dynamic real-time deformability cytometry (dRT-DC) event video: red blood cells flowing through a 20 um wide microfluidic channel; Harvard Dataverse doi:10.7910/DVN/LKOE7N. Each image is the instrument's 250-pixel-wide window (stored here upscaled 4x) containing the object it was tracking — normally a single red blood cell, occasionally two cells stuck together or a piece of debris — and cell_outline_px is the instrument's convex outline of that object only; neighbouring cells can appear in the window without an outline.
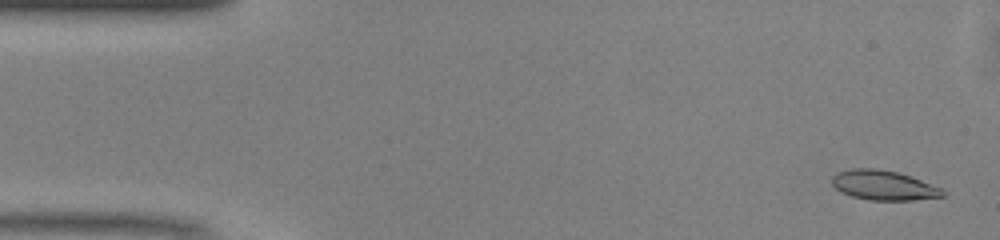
{"species": "common noctule bat (a hibernating species)", "species_latin": "Nyctalus noctula", "temperature_condition": "warm", "stored_images_in_passage": 49, "camera_frame_rate_fps": 3000, "um_per_image_px": 0.085, "animal": {"sex": "male", "body_mass_g": 13.0, "forearm_length_mm": 53.1}, "frame": {"image": 1, "passage_image": 2, "time_ms": 0.333, "image_size_px": [1000, 240], "cell_outline_px": [[944, 196], [912, 200], [868, 200], [852, 196], [840, 192], [832, 184], [832, 176], [840, 172], [852, 168], [876, 168], [896, 172], [920, 180], [940, 188], [944, 192]], "centroid_in_image_um": [75.06, 15.75], "position_along_channel_um": 9.9, "area_um2": 18.84}}
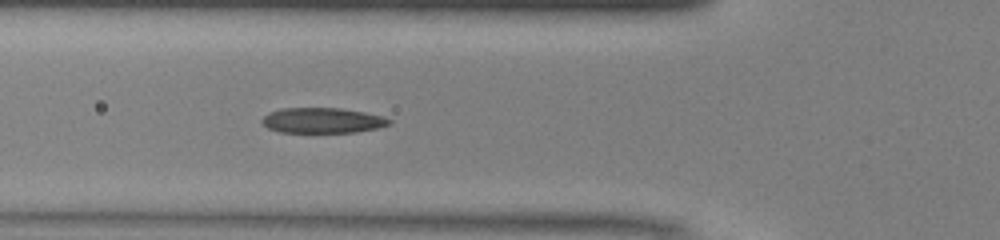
{"frame": {"image": 2, "passage_image": 17, "time_ms": 5.333, "image_size_px": [1000, 240], "cell_outline_px": [[392, 124], [376, 128], [356, 132], [280, 132], [268, 128], [260, 120], [268, 112], [280, 108], [340, 108], [364, 112], [380, 116], [392, 120]], "centroid_in_image_um": [27.38, 10.23], "position_along_channel_um": 98.4, "area_um2": 18.73}}
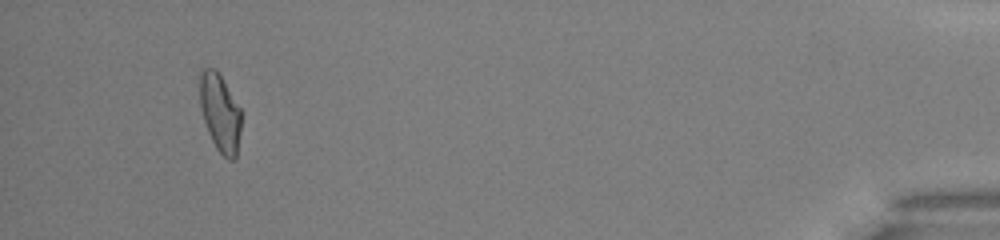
{"frame": {"image": 3, "passage_image": 46, "time_ms": 15.0, "image_size_px": [1000, 240], "cell_outline_px": [[240, 132], [236, 160], [228, 160], [216, 148], [208, 132], [200, 108], [200, 72], [204, 68], [216, 68], [240, 108]], "centroid_in_image_um": [18.7, 9.6], "position_along_channel_um": 416.5, "area_um2": 18.67}, "authors_computed_cell_mechanics": {"area_um2": 19.1318, "velocity_mm_per_s": 4.1315, "shape_relaxation_time_tau1_ms": 6.8817, "shape_relaxation_time_tau2_ms": 1.918, "deformation_change_tau1": 0.1951, "deformation_change_tau2": 0.0921}}